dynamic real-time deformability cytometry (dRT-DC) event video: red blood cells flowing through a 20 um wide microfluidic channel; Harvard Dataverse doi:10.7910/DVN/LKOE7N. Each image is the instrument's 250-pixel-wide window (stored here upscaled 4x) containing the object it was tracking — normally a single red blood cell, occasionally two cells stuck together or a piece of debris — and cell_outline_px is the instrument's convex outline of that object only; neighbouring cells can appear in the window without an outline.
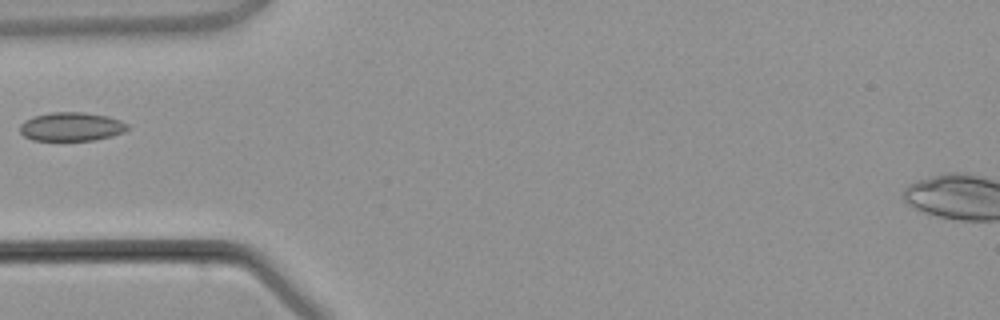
{"species": "common noctule bat (a hibernating species)", "species_latin": "Nyctalus noctula", "temperature_condition": "warm", "stored_images_in_passage": 4, "camera_frame_rate_fps": 3000, "um_per_image_px": 0.085, "animal": {"sex": "male", "body_mass_g": 21.5, "forearm_length_mm": 52.0}, "frame": {"image": 1, "passage_image": 4, "time_ms": 4.333, "image_size_px": [1000, 320], "cell_outline_px": [[128, 128], [124, 132], [112, 136], [96, 140], [32, 140], [24, 136], [20, 132], [20, 124], [24, 120], [32, 116], [52, 112], [84, 112], [108, 116], [120, 120], [128, 124]], "centroid_in_image_um": [6.06, 10.76], "position_along_channel_um": 78.9, "area_um2": 18.15}}